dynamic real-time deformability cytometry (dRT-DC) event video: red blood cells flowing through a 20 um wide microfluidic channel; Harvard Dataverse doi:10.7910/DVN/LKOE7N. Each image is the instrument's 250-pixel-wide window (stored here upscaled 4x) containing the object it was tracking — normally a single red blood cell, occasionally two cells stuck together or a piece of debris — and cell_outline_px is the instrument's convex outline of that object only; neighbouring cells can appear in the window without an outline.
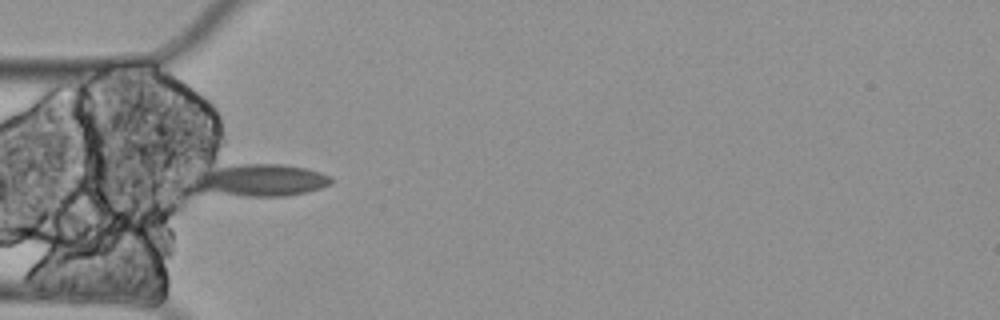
{"species": "Egyptian fruit bat (a non-hibernating species)", "species_latin": "Rousettus aegyptiacus", "temperature_condition": "cold", "stored_images_in_passage": 9, "camera_frame_rate_fps": 3000, "um_per_image_px": 0.085, "animal": {"sex": "female"}, "frame": {"image": 1, "passage_image": 6, "time_ms": 1.667, "image_size_px": [1000, 320], "cell_outline_px": [[332, 184], [308, 192], [284, 196], [244, 196], [200, 192], [192, 180], [192, 176], [196, 172], [236, 164], [280, 164], [304, 168], [320, 172], [332, 176]], "centroid_in_image_um": [22.11, 15.32], "position_along_channel_um": 62.9, "area_um2": 26.07}}
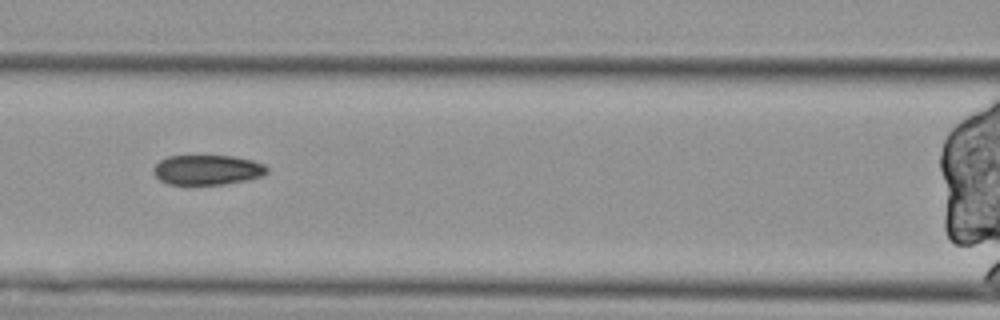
{"frame": {"image": 2, "passage_image": 8, "time_ms": 2.333, "image_size_px": [1000, 320], "cell_outline_px": [[268, 172], [264, 176], [248, 180], [224, 184], [168, 184], [160, 180], [152, 172], [152, 168], [160, 160], [168, 156], [232, 156], [252, 160], [264, 164], [268, 168]], "centroid_in_image_um": [17.64, 14.44], "position_along_channel_um": 149.0, "area_um2": 19.88}}
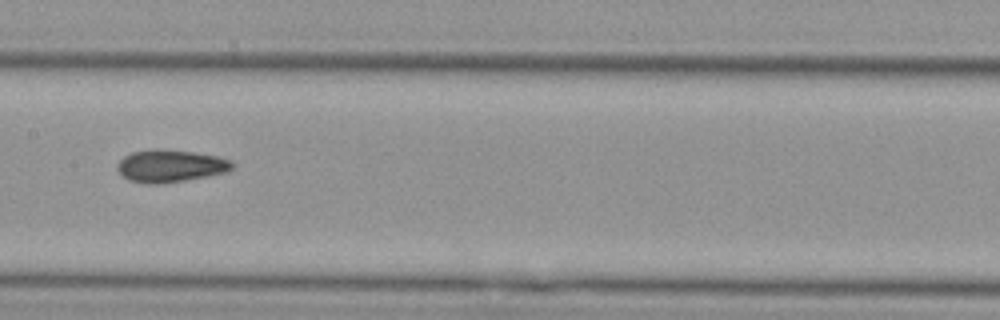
{"frame": {"image": 3, "passage_image": 9, "time_ms": 2.667, "image_size_px": [1000, 320], "cell_outline_px": [[232, 168], [228, 172], [208, 176], [184, 180], [156, 184], [148, 184], [128, 180], [116, 168], [116, 164], [124, 156], [132, 152], [156, 148], [192, 152], [220, 156], [232, 160]], "centroid_in_image_um": [14.49, 14.09], "position_along_channel_um": 192.9, "area_um2": 21.73}}